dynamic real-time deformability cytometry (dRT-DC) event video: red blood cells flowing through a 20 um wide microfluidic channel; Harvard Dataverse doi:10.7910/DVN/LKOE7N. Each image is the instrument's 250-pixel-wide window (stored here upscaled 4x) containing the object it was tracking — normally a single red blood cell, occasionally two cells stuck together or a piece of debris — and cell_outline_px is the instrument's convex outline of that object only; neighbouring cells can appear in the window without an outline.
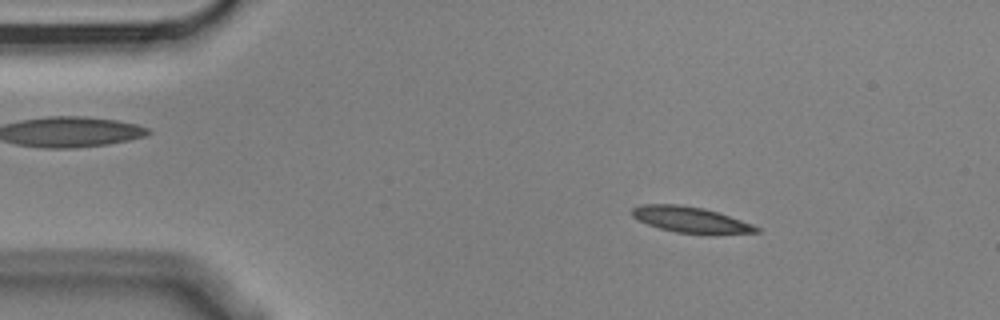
{"species": "Egyptian fruit bat (a non-hibernating species)", "species_latin": "Rousettus aegyptiacus", "temperature_condition": "cold", "stored_images_in_passage": 3, "camera_frame_rate_fps": 3000, "um_per_image_px": 0.085, "animal": {"sex": "male"}, "frame": {"image": 1, "passage_image": 2, "time_ms": 0.333, "image_size_px": [1000, 320], "cell_outline_px": [[760, 232], [716, 236], [708, 236], [676, 232], [660, 228], [636, 220], [632, 216], [632, 208], [640, 204], [676, 204], [704, 208], [752, 224], [760, 228]], "centroid_in_image_um": [58.73, 18.71], "position_along_channel_um": 26.3, "area_um2": 19.25}}